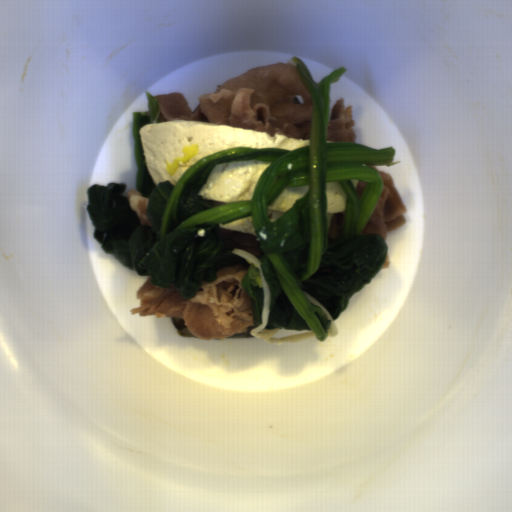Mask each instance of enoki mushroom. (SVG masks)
<instances>
[{
    "instance_id": "cea9216a",
    "label": "enoki mushroom",
    "mask_w": 512,
    "mask_h": 512,
    "mask_svg": "<svg viewBox=\"0 0 512 512\" xmlns=\"http://www.w3.org/2000/svg\"><path fill=\"white\" fill-rule=\"evenodd\" d=\"M235 255L242 257L249 261L253 266H257L260 272V278L263 288V306H262V313H261V324L254 329L250 331L251 336H254L256 338H261L262 340L267 341L268 343H298L301 341H304L306 339L316 337L314 332H302L298 334H293L289 336H284L280 338H271L274 336L277 332L280 331L281 328L277 329H265L270 318V311H271V301H272V293L269 287V284L265 278L264 270L262 267V261L258 258V256L247 252L243 249L239 248H232L231 251Z\"/></svg>"
},
{
    "instance_id": "6df1b440",
    "label": "enoki mushroom",
    "mask_w": 512,
    "mask_h": 512,
    "mask_svg": "<svg viewBox=\"0 0 512 512\" xmlns=\"http://www.w3.org/2000/svg\"><path fill=\"white\" fill-rule=\"evenodd\" d=\"M303 291V290H302ZM303 293L305 294V296L307 297V299L309 301H311L313 304H316L318 305L322 310L323 312L326 314V316L331 320V323H330V328L328 330V337H338L339 335V330H338V327L332 317V315L327 311V309L320 303L318 302L314 297H312L310 294L306 293L305 291H303Z\"/></svg>"
}]
</instances>
